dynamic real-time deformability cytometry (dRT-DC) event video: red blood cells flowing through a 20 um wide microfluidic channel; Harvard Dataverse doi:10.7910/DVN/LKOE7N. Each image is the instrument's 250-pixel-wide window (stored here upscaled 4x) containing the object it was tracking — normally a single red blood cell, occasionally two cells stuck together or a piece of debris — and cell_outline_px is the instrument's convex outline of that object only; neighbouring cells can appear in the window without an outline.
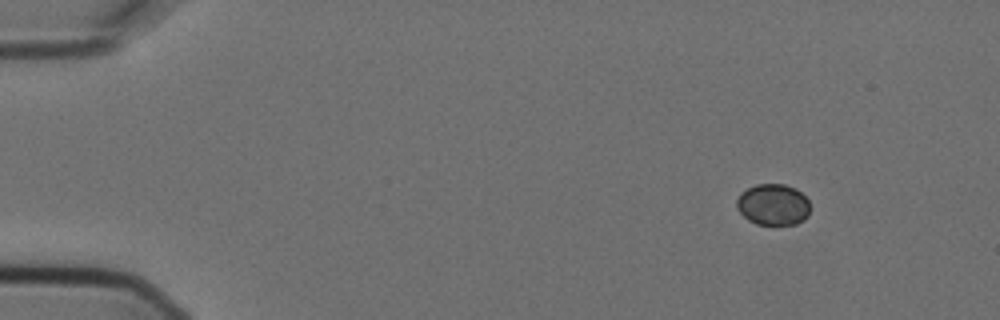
{"species": "Egyptian fruit bat (a non-hibernating species)", "species_latin": "Rousettus aegyptiacus", "temperature_condition": "cold", "stored_images_in_passage": 4, "camera_frame_rate_fps": 3000, "um_per_image_px": 0.085, "animal": {"sex": "female"}, "frame": {"image": 1, "passage_image": 1, "time_ms": 0.0, "image_size_px": [1000, 320], "cell_outline_px": [[808, 216], [804, 220], [796, 224], [756, 224], [748, 220], [736, 208], [736, 200], [740, 192], [756, 184], [784, 184], [796, 188], [808, 200]], "centroid_in_image_um": [65.69, 17.38], "position_along_channel_um": 19.3, "area_um2": 17.69}}
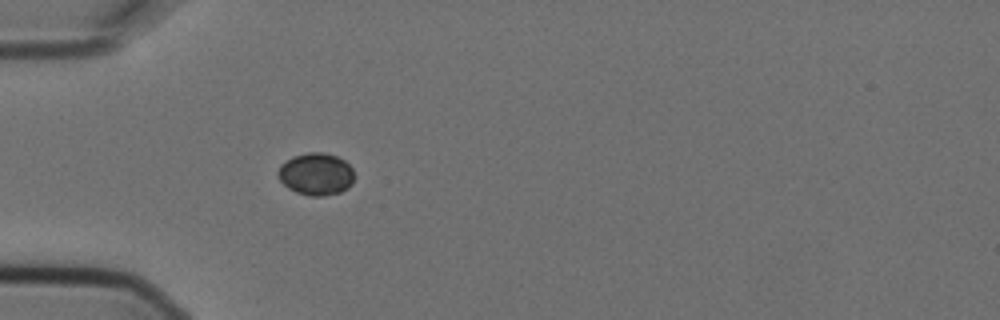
{"frame": {"image": 2, "passage_image": 4, "time_ms": 1.0, "image_size_px": [1000, 320], "cell_outline_px": [[352, 184], [348, 188], [340, 192], [324, 196], [312, 196], [296, 192], [288, 188], [280, 180], [276, 172], [280, 164], [292, 156], [308, 152], [324, 152], [336, 156], [344, 160], [352, 168]], "centroid_in_image_um": [26.83, 14.79], "position_along_channel_um": 58.2, "area_um2": 18.84}}